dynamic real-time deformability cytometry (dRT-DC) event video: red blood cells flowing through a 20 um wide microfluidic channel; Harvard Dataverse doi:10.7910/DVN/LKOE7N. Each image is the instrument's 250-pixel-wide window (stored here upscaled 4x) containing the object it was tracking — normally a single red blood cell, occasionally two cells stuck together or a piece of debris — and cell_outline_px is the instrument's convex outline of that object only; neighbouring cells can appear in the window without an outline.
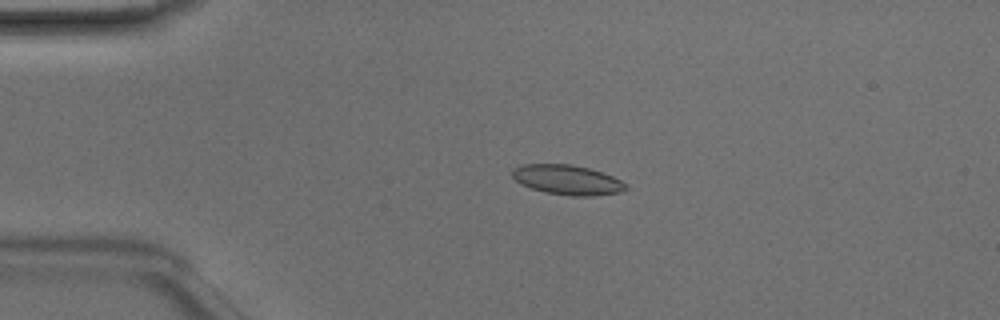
{"species": "Egyptian fruit bat (a non-hibernating species)", "species_latin": "Rousettus aegyptiacus", "temperature_condition": "room temperature", "stored_images_in_passage": 39, "camera_frame_rate_fps": 3000, "um_per_image_px": 0.085, "animal": {"sex": "male"}, "frame": {"image": 1, "passage_image": 1, "time_ms": 0.0, "image_size_px": [1000, 320], "cell_outline_px": [[628, 188], [620, 192], [592, 196], [572, 196], [544, 192], [520, 184], [512, 176], [512, 168], [524, 164], [572, 164], [588, 168], [612, 176], [628, 184]], "centroid_in_image_um": [48.21, 15.29], "position_along_channel_um": 36.8, "area_um2": 19.71}}
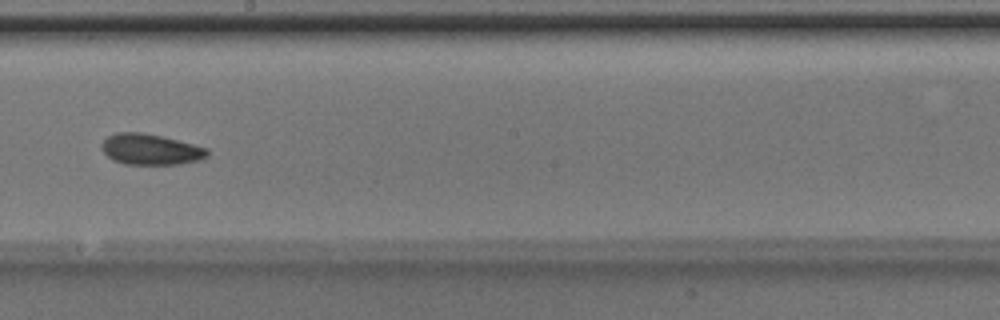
{"frame": {"image": 2, "passage_image": 18, "time_ms": 5.667, "image_size_px": [1000, 320], "cell_outline_px": [[208, 156], [200, 160], [180, 164], [124, 164], [112, 160], [100, 148], [100, 144], [108, 136], [116, 132], [140, 132], [160, 136], [208, 148]], "centroid_in_image_um": [12.77, 12.7], "position_along_channel_um": 235.4, "area_um2": 18.96}}
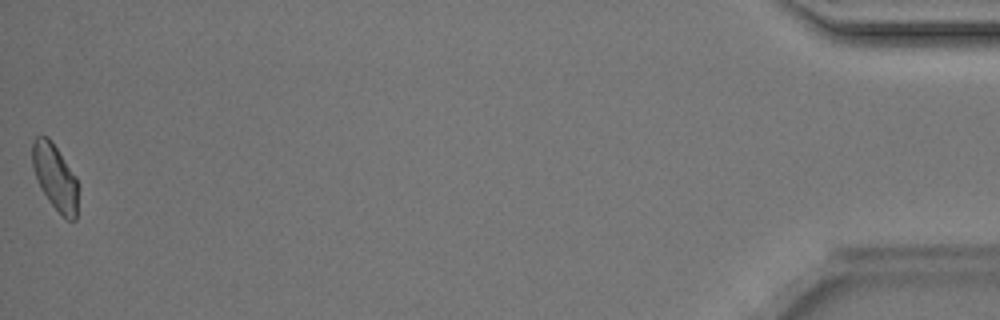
{"frame": {"image": 3, "passage_image": 39, "time_ms": 12.667, "image_size_px": [1000, 320], "cell_outline_px": [[76, 220], [68, 220], [48, 200], [36, 176], [32, 164], [32, 144], [36, 136], [48, 136], [76, 176]], "centroid_in_image_um": [4.66, 15.0], "position_along_channel_um": 430.5, "area_um2": 16.88}, "authors_computed_cell_mechanics": {"area_um2": 18.3804, "velocity_mm_per_s": 4.1524, "shape_relaxation_time_tau1_ms": 1.8215, "shape_relaxation_time_tau2_ms": 3.0841, "deformation_change_tau1": 0.0951, "deformation_change_tau2": 0.0933}}